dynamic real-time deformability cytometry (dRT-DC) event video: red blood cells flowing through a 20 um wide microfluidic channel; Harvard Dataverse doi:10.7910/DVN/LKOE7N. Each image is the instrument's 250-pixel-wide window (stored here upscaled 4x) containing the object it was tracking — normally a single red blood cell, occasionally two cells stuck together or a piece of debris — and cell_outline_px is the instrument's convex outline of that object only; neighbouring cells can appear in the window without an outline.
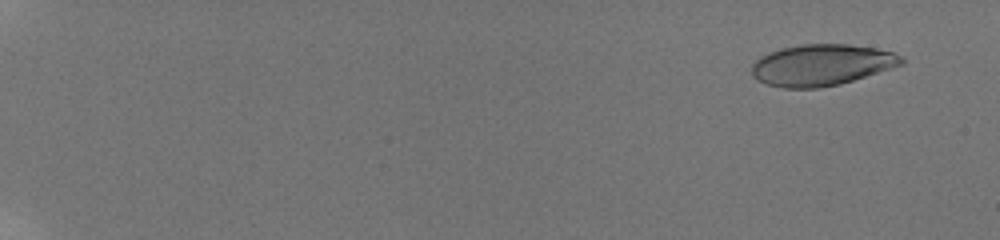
{"species": "human", "species_latin": "Homo sapiens", "temperature_condition": "room temperature", "stored_images_in_passage": 58, "camera_frame_rate_fps": 3000, "um_per_image_px": 0.085, "donor": {"sex": "male"}, "frame": {"image": 1, "passage_image": 5, "time_ms": 1.333, "image_size_px": [1000, 240], "cell_outline_px": [[904, 64], [840, 84], [820, 88], [784, 88], [768, 84], [752, 76], [752, 64], [760, 56], [768, 52], [780, 48], [800, 44], [848, 44], [876, 48], [892, 52], [900, 56], [904, 60]], "centroid_in_image_um": [69.82, 5.51], "position_along_channel_um": 15.2, "area_um2": 36.01}}
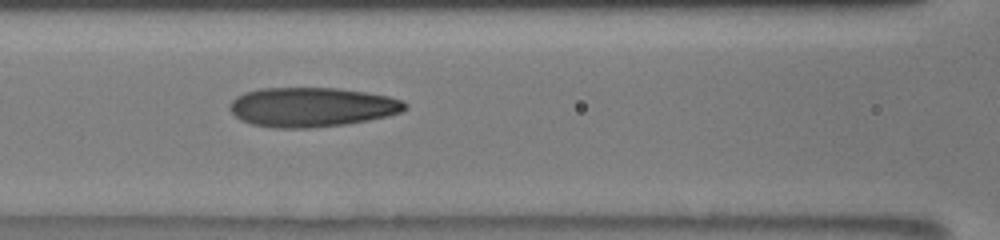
{"frame": {"image": 2, "passage_image": 31, "time_ms": 10.0, "image_size_px": [1000, 240], "cell_outline_px": [[408, 108], [400, 112], [388, 116], [368, 120], [344, 124], [308, 128], [272, 128], [252, 124], [240, 120], [228, 108], [228, 104], [236, 96], [244, 92], [260, 88], [336, 88], [364, 92], [388, 96], [404, 100], [408, 104]], "centroid_in_image_um": [26.48, 9.1], "position_along_channel_um": 140.1, "area_um2": 40.46}}
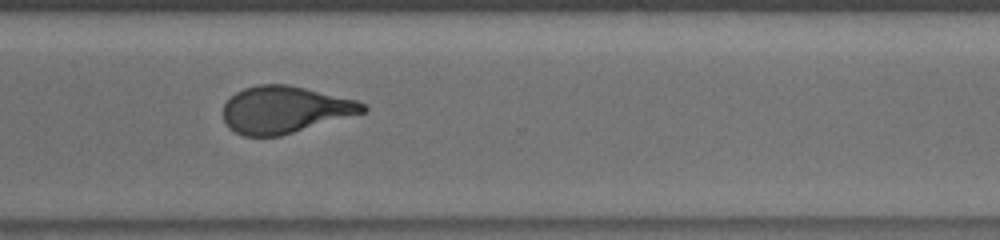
{"frame": {"image": 3, "passage_image": 47, "time_ms": 15.333, "image_size_px": [1000, 240], "cell_outline_px": [[368, 108], [364, 112], [280, 136], [244, 136], [228, 128], [224, 120], [224, 104], [236, 92], [244, 88], [256, 84], [288, 84], [356, 100], [364, 104]], "centroid_in_image_um": [24.17, 9.32], "position_along_channel_um": 346.4, "area_um2": 37.92}, "authors_computed_cell_mechanics": {"area_um2": 38.2058, "velocity_mm_per_s": 3.8735, "shape_relaxation_time_tau1_ms": 5.6532, "shape_relaxation_time_tau2_ms": 1.5063, "deformation_change_tau1": 0.2248, "deformation_change_tau2": 0.0962}}